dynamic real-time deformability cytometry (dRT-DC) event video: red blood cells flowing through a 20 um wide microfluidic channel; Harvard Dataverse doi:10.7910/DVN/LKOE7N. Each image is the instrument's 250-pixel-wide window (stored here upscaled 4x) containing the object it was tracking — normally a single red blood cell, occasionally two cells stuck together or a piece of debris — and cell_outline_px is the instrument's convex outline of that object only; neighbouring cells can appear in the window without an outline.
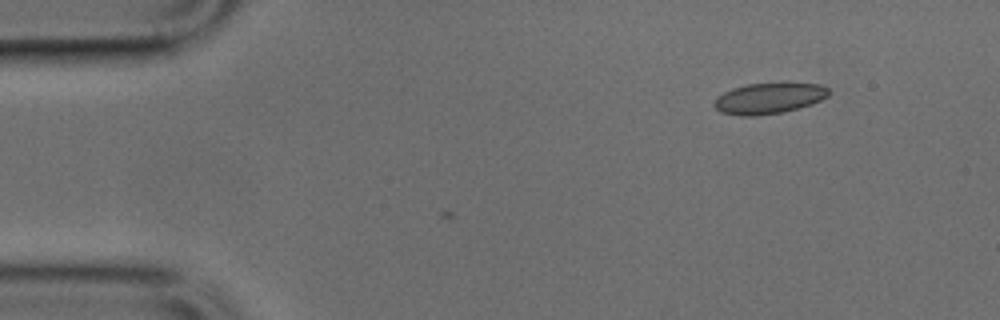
{"species": "common noctule bat (a hibernating species)", "species_latin": "Nyctalus noctula", "temperature_condition": "cold", "stored_images_in_passage": 7, "camera_frame_rate_fps": 3000, "um_per_image_px": 0.085, "animal": {"sex": "male", "body_mass_g": 17.9, "forearm_length_mm": 54.2}, "frame": {"image": 1, "passage_image": 7, "time_ms": 2.0, "image_size_px": [1000, 320], "cell_outline_px": [[828, 96], [812, 104], [784, 112], [756, 116], [740, 116], [720, 112], [712, 104], [724, 92], [732, 88], [748, 84], [820, 84], [828, 88]], "centroid_in_image_um": [65.34, 8.38], "position_along_channel_um": 19.7, "area_um2": 20.29}}